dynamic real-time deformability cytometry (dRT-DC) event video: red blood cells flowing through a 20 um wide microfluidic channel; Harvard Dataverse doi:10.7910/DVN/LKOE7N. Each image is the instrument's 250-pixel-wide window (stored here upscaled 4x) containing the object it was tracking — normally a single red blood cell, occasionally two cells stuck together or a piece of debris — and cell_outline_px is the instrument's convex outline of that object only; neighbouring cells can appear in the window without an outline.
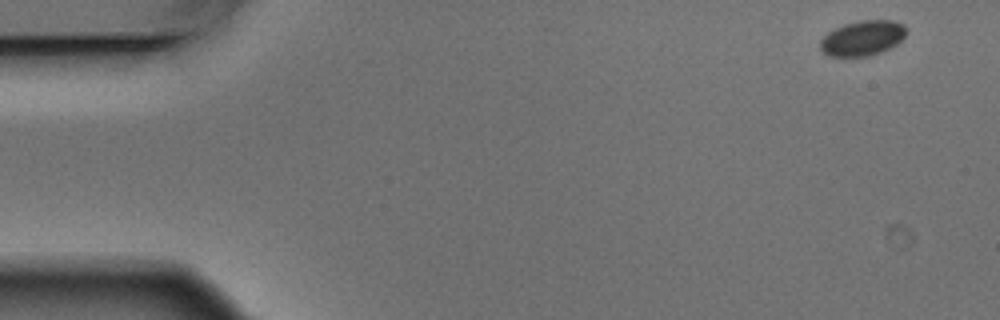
{"species": "Egyptian fruit bat (a non-hibernating species)", "species_latin": "Rousettus aegyptiacus", "temperature_condition": "warm", "stored_images_in_passage": 5, "camera_frame_rate_fps": 3000, "um_per_image_px": 0.085, "animal": {"sex": "male"}, "frame": {"image": 1, "passage_image": 1, "time_ms": 0.0, "image_size_px": [1000, 320], "cell_outline_px": [[908, 32], [896, 44], [872, 56], [828, 56], [820, 48], [820, 40], [828, 32], [844, 24], [860, 20], [892, 20], [904, 24], [908, 28]], "centroid_in_image_um": [73.34, 3.23], "position_along_channel_um": 11.7, "area_um2": 17.63}}
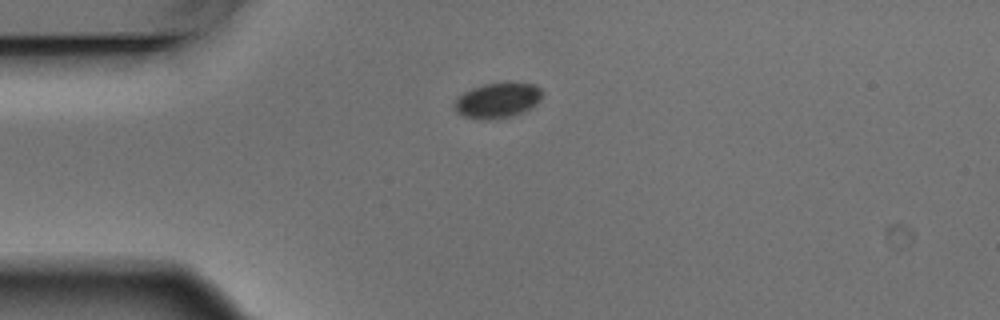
{"frame": {"image": 2, "passage_image": 4, "time_ms": 1.0, "image_size_px": [1000, 320], "cell_outline_px": [[544, 92], [540, 100], [536, 104], [512, 116], [496, 120], [476, 120], [464, 116], [456, 112], [452, 104], [464, 92], [472, 88], [484, 84], [536, 84]], "centroid_in_image_um": [42.26, 8.57], "position_along_channel_um": 42.7, "area_um2": 17.92}}